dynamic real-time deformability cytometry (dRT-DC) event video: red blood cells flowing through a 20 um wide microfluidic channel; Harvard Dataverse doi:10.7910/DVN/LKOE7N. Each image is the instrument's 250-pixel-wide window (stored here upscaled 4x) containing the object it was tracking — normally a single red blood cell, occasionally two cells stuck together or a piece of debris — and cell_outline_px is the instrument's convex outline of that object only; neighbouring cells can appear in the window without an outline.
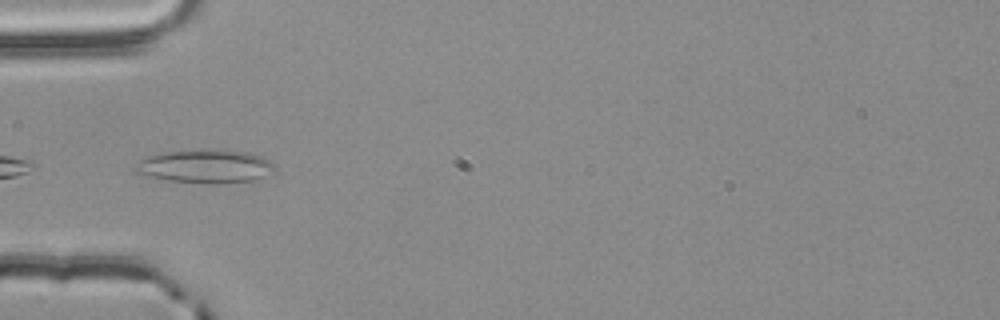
{"species": "common noctule bat (a hibernating species)", "species_latin": "Nyctalus noctula", "temperature_condition": "room temperature", "stored_images_in_passage": 8, "camera_frame_rate_fps": 3000, "um_per_image_px": 0.085, "animal": {"sex": "male", "body_mass_g": 20.4}, "frame": {"image": 1, "passage_image": 2, "time_ms": 0.333, "image_size_px": [1000, 320], "cell_outline_px": [[276, 168], [256, 180], [168, 180], [148, 176], [136, 172], [132, 168], [140, 160], [148, 156], [164, 152], [248, 152], [264, 156]], "centroid_in_image_um": [17.41, 14.12], "position_along_channel_um": 67.6, "area_um2": 24.8}}